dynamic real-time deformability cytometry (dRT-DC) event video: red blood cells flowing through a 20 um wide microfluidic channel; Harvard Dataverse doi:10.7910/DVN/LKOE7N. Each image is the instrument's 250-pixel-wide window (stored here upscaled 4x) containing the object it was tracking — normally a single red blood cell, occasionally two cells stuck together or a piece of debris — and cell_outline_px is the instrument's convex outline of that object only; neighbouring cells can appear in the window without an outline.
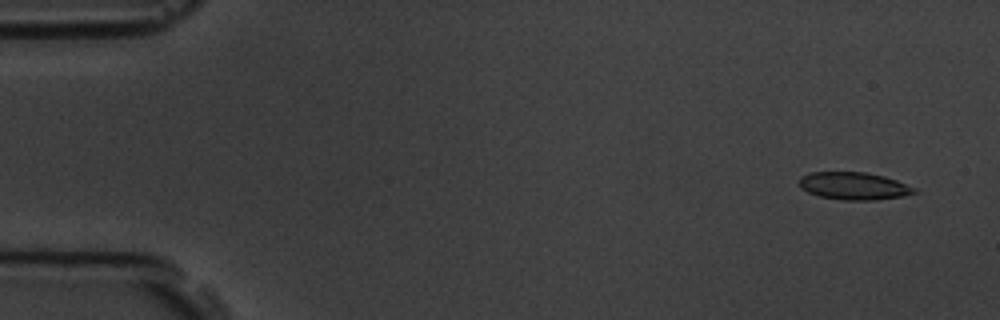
{"species": "common noctule bat (a hibernating species)", "species_latin": "Nyctalus noctula", "temperature_condition": "room temperature", "stored_images_in_passage": 8, "camera_frame_rate_fps": 3000, "um_per_image_px": 0.085, "animal": {"sex": "male", "body_mass_g": 19.5, "forearm_length_mm": 54.6}, "frame": {"image": 1, "passage_image": 1, "time_ms": 0.0, "image_size_px": [1000, 320], "cell_outline_px": [[916, 192], [904, 196], [876, 200], [844, 200], [820, 196], [808, 192], [800, 188], [800, 176], [808, 172], [864, 172], [884, 176], [896, 180], [916, 188]], "centroid_in_image_um": [72.57, 15.8], "position_along_channel_um": 12.4, "area_um2": 18.44}}
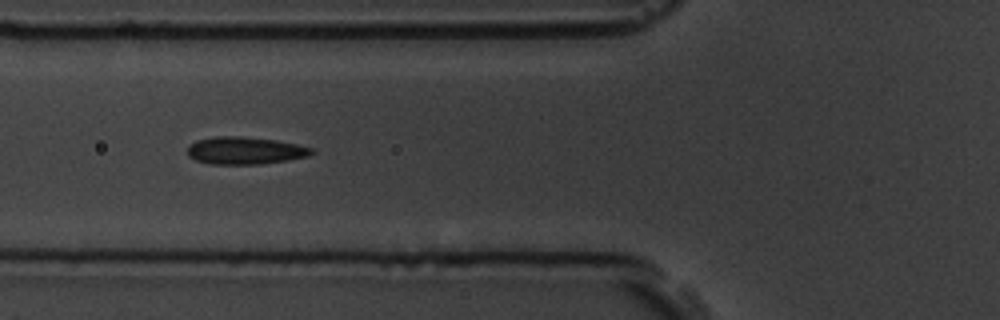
{"frame": {"image": 2, "passage_image": 6, "time_ms": 5.667, "image_size_px": [1000, 320], "cell_outline_px": [[316, 152], [308, 156], [288, 160], [260, 164], [208, 164], [196, 160], [188, 156], [188, 144], [196, 140], [216, 136], [240, 136], [276, 140], [296, 144], [312, 148]], "centroid_in_image_um": [20.81, 12.8], "position_along_channel_um": 105.0, "area_um2": 19.94}}
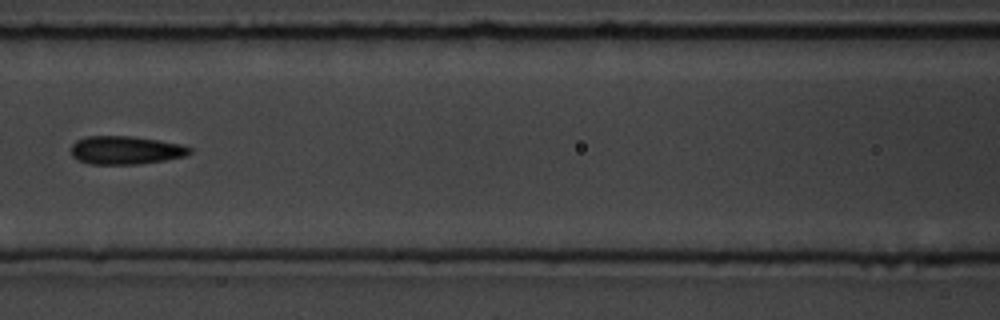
{"frame": {"image": 3, "passage_image": 7, "time_ms": 7.0, "image_size_px": [1000, 320], "cell_outline_px": [[192, 152], [184, 156], [164, 160], [136, 164], [92, 164], [80, 160], [72, 156], [72, 144], [76, 140], [88, 136], [132, 136], [160, 140], [180, 144], [192, 148]], "centroid_in_image_um": [10.69, 12.75], "position_along_channel_um": 155.9, "area_um2": 19.42}}